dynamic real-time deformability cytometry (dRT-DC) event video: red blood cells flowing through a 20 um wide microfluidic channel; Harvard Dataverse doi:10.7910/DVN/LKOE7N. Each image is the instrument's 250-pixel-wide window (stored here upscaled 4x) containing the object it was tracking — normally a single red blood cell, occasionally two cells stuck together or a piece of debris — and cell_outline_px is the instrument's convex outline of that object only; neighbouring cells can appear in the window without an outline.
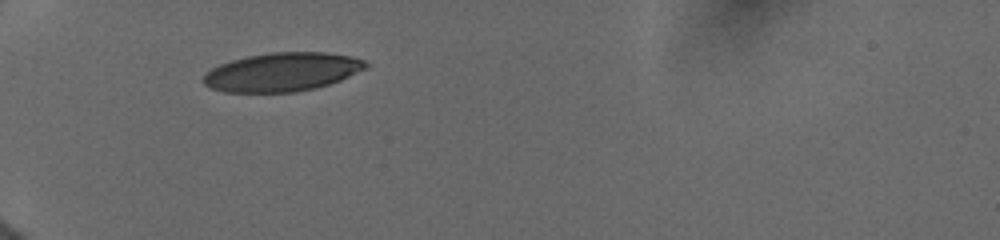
{"species": "human", "species_latin": "Homo sapiens", "temperature_condition": "cold", "stored_images_in_passage": 46, "camera_frame_rate_fps": 3000, "um_per_image_px": 0.085, "donor": {"sex": "female"}, "frame": {"image": 1, "passage_image": 1, "time_ms": 0.0, "image_size_px": [1000, 240], "cell_outline_px": [[368, 64], [364, 68], [340, 80], [316, 88], [296, 92], [224, 92], [212, 88], [204, 84], [200, 80], [212, 68], [220, 64], [232, 60], [248, 56], [272, 52], [324, 52], [352, 56], [364, 60]], "centroid_in_image_um": [23.96, 6.12], "position_along_channel_um": 61.0, "area_um2": 36.36}}
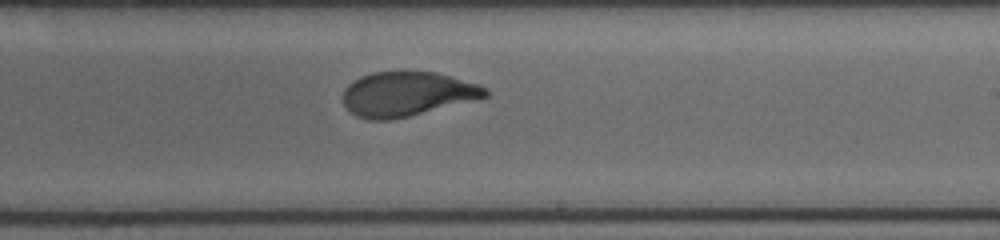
{"frame": {"image": 2, "passage_image": 24, "time_ms": 5.333, "image_size_px": [1000, 240], "cell_outline_px": [[488, 96], [408, 116], [388, 120], [368, 120], [356, 116], [344, 104], [344, 88], [352, 80], [360, 76], [372, 72], [400, 68], [408, 68], [436, 72], [480, 84], [488, 88]], "centroid_in_image_um": [34.57, 7.92], "position_along_channel_um": 254.4, "area_um2": 37.63}}
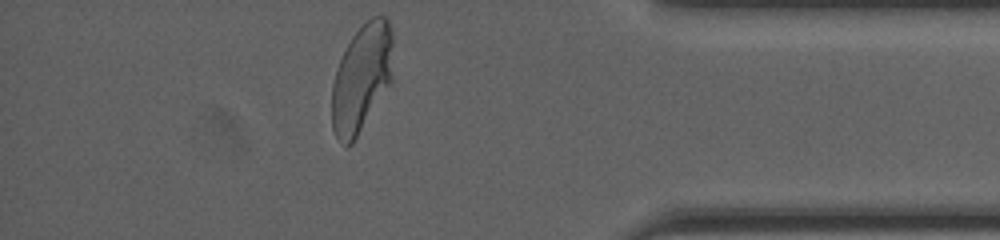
{"frame": {"image": 3, "passage_image": 46, "time_ms": 9.667, "image_size_px": [1000, 240], "cell_outline_px": [[392, 80], [352, 144], [344, 144], [336, 136], [332, 128], [332, 84], [340, 60], [352, 36], [372, 16], [384, 16], [388, 20], [392, 32]], "centroid_in_image_um": [30.74, 6.62], "position_along_channel_um": 404.5, "area_um2": 37.86}, "authors_computed_cell_mechanics": {"area_um2": 38.0902, "velocity_mm_per_s": 3.9442, "shape_relaxation_time_tau1_ms": 3.6295, "shape_relaxation_time_tau2_ms": null, "deformation_change_tau1": 0.16, "deformation_change_tau2": null}}